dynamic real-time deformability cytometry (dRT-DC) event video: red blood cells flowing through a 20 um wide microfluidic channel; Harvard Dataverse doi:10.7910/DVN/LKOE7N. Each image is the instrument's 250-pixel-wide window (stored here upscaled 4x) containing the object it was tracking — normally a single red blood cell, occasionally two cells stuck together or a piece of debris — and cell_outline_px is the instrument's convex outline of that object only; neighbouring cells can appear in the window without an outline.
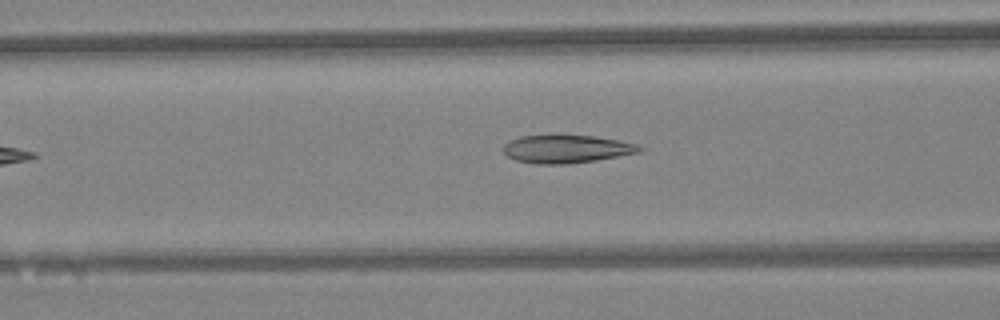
{"species": "Egyptian fruit bat (a non-hibernating species)", "species_latin": "Rousettus aegyptiacus", "temperature_condition": "warm", "stored_images_in_passage": 4, "camera_frame_rate_fps": 3000, "um_per_image_px": 0.085, "animal": {"sex": "female"}, "frame": {"image": 1, "passage_image": 3, "time_ms": 0.667, "image_size_px": [1000, 320], "cell_outline_px": [[644, 148], [640, 152], [596, 160], [564, 164], [536, 164], [516, 160], [508, 156], [504, 152], [504, 144], [508, 140], [520, 136], [548, 132], [556, 132], [596, 136], [620, 140], [636, 144]], "centroid_in_image_um": [48.11, 12.6], "position_along_channel_um": 118.5, "area_um2": 23.24}}